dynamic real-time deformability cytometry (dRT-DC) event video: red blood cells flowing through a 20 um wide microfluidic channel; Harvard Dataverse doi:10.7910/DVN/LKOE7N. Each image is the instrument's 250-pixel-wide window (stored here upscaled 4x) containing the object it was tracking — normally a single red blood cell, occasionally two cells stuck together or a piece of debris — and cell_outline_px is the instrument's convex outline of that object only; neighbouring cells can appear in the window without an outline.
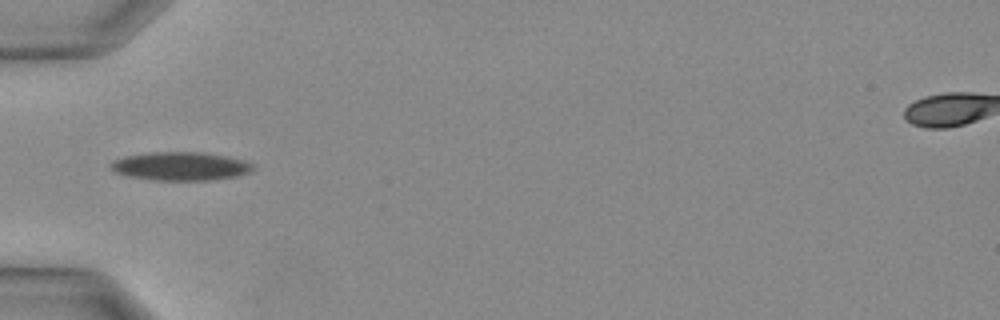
{"species": "Egyptian fruit bat (a non-hibernating species)", "species_latin": "Rousettus aegyptiacus", "temperature_condition": "warm", "stored_images_in_passage": 21, "camera_frame_rate_fps": 3000, "um_per_image_px": 0.085, "animal": {"sex": "female"}, "frame": {"image": 1, "passage_image": 1, "time_ms": 0.0, "image_size_px": [1000, 320], "cell_outline_px": [[252, 172], [236, 176], [212, 180], [152, 180], [128, 176], [112, 172], [112, 160], [124, 156], [148, 152], [200, 152], [228, 156], [244, 160], [252, 164]], "centroid_in_image_um": [15.33, 14.12], "position_along_channel_um": 69.7, "area_um2": 23.7}}
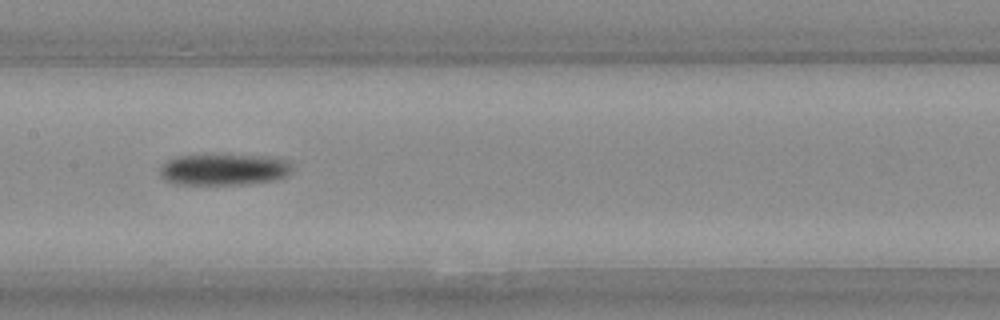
{"frame": {"image": 2, "passage_image": 7, "time_ms": 2.0, "image_size_px": [1000, 320], "cell_outline_px": [[292, 172], [288, 176], [276, 180], [240, 184], [180, 184], [164, 180], [160, 176], [160, 168], [168, 160], [176, 156], [268, 156], [292, 160]], "centroid_in_image_um": [19.11, 14.42], "position_along_channel_um": 188.3, "area_um2": 24.04}}
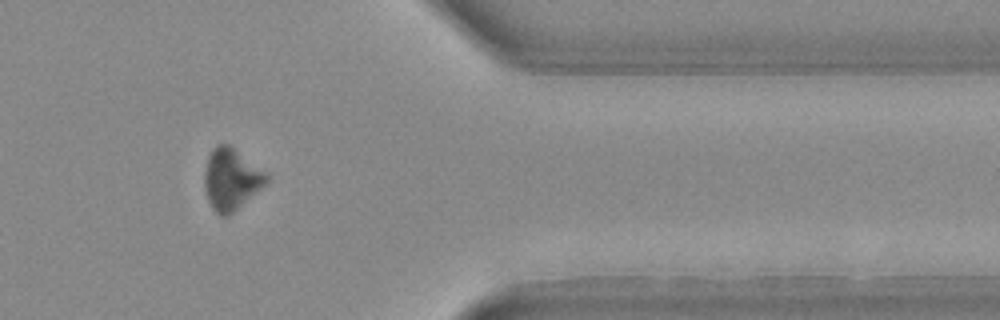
{"frame": {"image": 3, "passage_image": 18, "time_ms": 5.667, "image_size_px": [1000, 320], "cell_outline_px": [[268, 180], [260, 188], [228, 216], [220, 216], [212, 208], [208, 200], [204, 188], [204, 172], [208, 156], [212, 148], [216, 144], [228, 144], [264, 172], [268, 176]], "centroid_in_image_um": [19.58, 15.23], "position_along_channel_um": 391.8, "area_um2": 21.62}}